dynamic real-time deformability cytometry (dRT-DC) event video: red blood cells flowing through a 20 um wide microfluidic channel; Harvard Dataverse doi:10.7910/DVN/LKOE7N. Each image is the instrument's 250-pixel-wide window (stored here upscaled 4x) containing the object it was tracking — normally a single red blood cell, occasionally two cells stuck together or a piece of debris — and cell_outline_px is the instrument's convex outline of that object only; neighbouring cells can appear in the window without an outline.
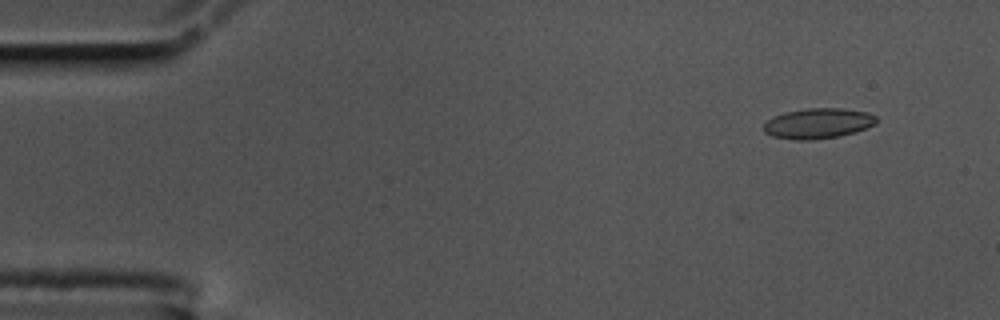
{"species": "common noctule bat (a hibernating species)", "species_latin": "Nyctalus noctula", "temperature_condition": "cold", "stored_images_in_passage": 5, "camera_frame_rate_fps": 3000, "um_per_image_px": 0.085, "animal": {"sex": "male", "body_mass_g": 17.5, "forearm_length_mm": 52.3}, "frame": {"image": 1, "passage_image": 5, "time_ms": 1.333, "image_size_px": [1000, 320], "cell_outline_px": [[876, 124], [856, 132], [836, 136], [812, 140], [792, 140], [772, 136], [764, 132], [764, 124], [772, 116], [784, 112], [808, 108], [844, 108], [868, 112], [876, 116]], "centroid_in_image_um": [69.52, 10.48], "position_along_channel_um": 15.5, "area_um2": 20.06}}